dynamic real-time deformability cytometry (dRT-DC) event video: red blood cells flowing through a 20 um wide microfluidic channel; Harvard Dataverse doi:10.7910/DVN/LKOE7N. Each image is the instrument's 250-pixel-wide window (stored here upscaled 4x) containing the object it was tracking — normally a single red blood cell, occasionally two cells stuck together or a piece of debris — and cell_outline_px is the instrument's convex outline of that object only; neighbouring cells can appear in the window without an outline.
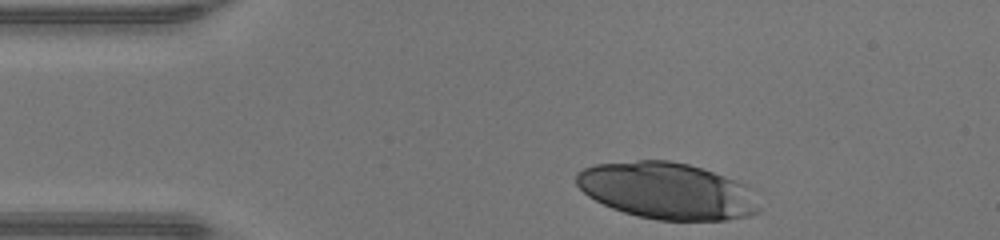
{"species": "human", "species_latin": "Homo sapiens", "temperature_condition": "warm", "stored_images_in_passage": 10, "camera_frame_rate_fps": 3000, "um_per_image_px": 0.085, "donor": {"sex": "male"}, "frame": {"image": 1, "passage_image": 1, "time_ms": 0.0, "image_size_px": [1000, 240], "cell_outline_px": [[760, 208], [756, 212], [748, 216], [724, 220], [656, 220], [636, 216], [612, 208], [588, 196], [576, 184], [576, 172], [584, 168], [596, 164], [636, 160], [668, 160], [688, 164], [724, 176], [744, 184]], "centroid_in_image_um": [56.64, 16.22], "position_along_channel_um": 28.4, "area_um2": 59.77}}